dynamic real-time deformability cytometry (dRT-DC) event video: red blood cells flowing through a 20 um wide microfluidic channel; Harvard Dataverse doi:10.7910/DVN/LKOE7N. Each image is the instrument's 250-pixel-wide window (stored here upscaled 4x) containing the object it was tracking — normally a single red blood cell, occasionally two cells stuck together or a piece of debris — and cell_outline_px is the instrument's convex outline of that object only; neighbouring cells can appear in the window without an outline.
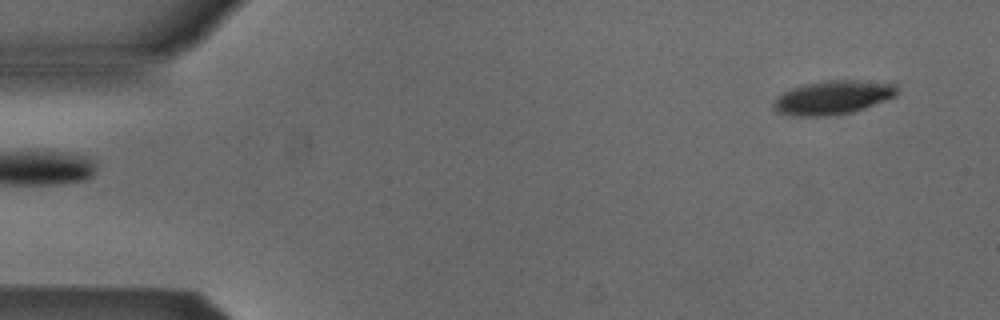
{"species": "Egyptian fruit bat (a non-hibernating species)", "species_latin": "Rousettus aegyptiacus", "temperature_condition": "cold", "stored_images_in_passage": 5, "segment_of_instrument_passage": [2, 2], "camera_frame_rate_fps": 3000, "um_per_image_px": 0.085, "animal": {"sex": "male"}, "frame": {"image": 1, "passage_image": 5, "time_ms": 1.333, "image_size_px": [1000, 320], "cell_outline_px": [[900, 88], [896, 96], [864, 108], [852, 112], [828, 116], [792, 116], [776, 112], [772, 108], [772, 104], [776, 96], [792, 88], [804, 84], [828, 80], [856, 80], [896, 84]], "centroid_in_image_um": [70.77, 8.29], "position_along_channel_um": 14.2, "area_um2": 24.51}}